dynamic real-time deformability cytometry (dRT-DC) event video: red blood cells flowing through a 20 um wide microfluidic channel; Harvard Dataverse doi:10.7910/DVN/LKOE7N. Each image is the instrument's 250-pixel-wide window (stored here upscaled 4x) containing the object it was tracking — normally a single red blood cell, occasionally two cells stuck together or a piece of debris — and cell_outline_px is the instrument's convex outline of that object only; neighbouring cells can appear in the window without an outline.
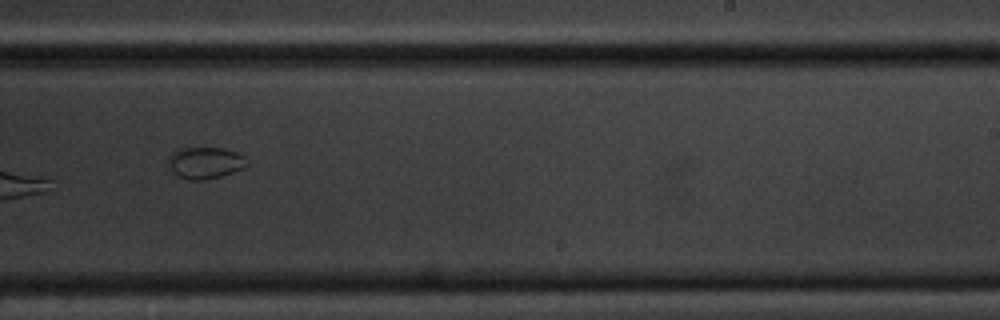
{"species": "common noctule bat (a hibernating species)", "species_latin": "Nyctalus noctula", "temperature_condition": "cold", "stored_images_in_passage": 16, "camera_frame_rate_fps": 3000, "um_per_image_px": 0.085, "animal": {"sex": "male", "body_mass_g": 20.1, "forearm_length_mm": 53.5}, "frame": {"image": 1, "passage_image": 10, "time_ms": 11.333, "image_size_px": [1000, 320], "cell_outline_px": [[248, 164], [244, 168], [220, 176], [204, 180], [188, 180], [180, 176], [168, 164], [168, 156], [172, 152], [180, 148], [224, 148], [236, 152], [244, 156]], "centroid_in_image_um": [17.46, 13.82], "position_along_channel_um": 271.5, "area_um2": 14.33}}
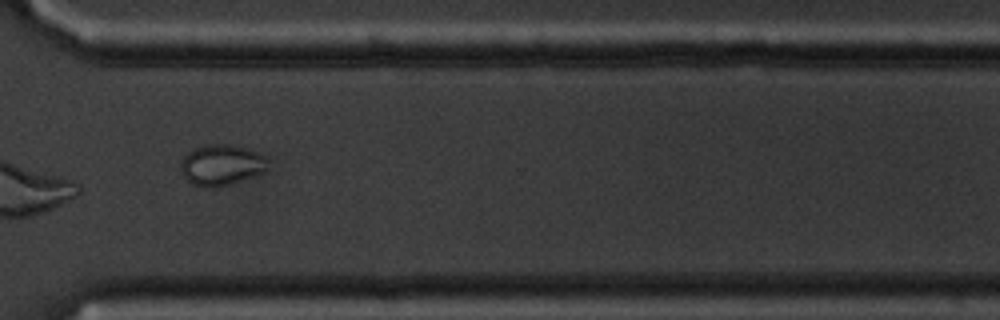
{"frame": {"image": 2, "passage_image": 12, "time_ms": 13.667, "image_size_px": [1000, 320], "cell_outline_px": [[268, 160], [264, 172], [228, 184], [212, 188], [208, 188], [192, 184], [180, 172], [180, 164], [184, 156], [192, 148], [204, 144], [232, 144], [256, 152], [264, 156]], "centroid_in_image_um": [18.77, 14.0], "position_along_channel_um": 351.8, "area_um2": 20.63}, "authors_computed_cell_mechanics": {"area_um2": 29.189, "velocity_mm_per_s": 3.4364, "shape_relaxation_time_tau1_ms": 2.0643, "shape_relaxation_time_tau2_ms": null, "deformation_change_tau1": 0.1567, "deformation_change_tau2": null}}